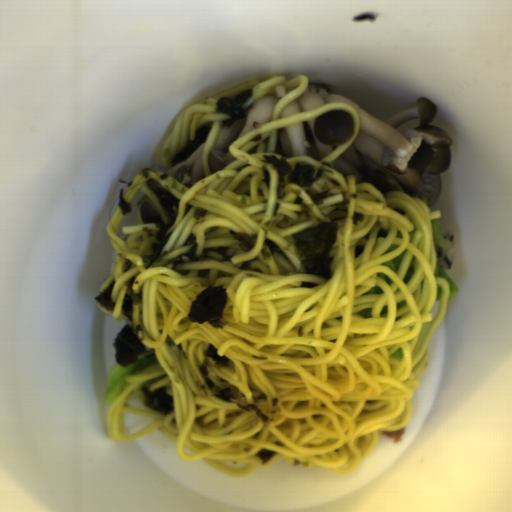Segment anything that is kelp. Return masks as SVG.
I'll use <instances>...</instances> for the list:
<instances>
[{"label": "kelp", "instance_id": "1", "mask_svg": "<svg viewBox=\"0 0 512 512\" xmlns=\"http://www.w3.org/2000/svg\"><path fill=\"white\" fill-rule=\"evenodd\" d=\"M337 232L336 222H326L292 233L294 255L303 272L324 280L332 277L334 259L330 253L336 243Z\"/></svg>", "mask_w": 512, "mask_h": 512}, {"label": "kelp", "instance_id": "17", "mask_svg": "<svg viewBox=\"0 0 512 512\" xmlns=\"http://www.w3.org/2000/svg\"><path fill=\"white\" fill-rule=\"evenodd\" d=\"M124 189L125 187H120L117 194V199L119 209L122 211L123 215H127L131 211L132 205H130L124 198Z\"/></svg>", "mask_w": 512, "mask_h": 512}, {"label": "kelp", "instance_id": "6", "mask_svg": "<svg viewBox=\"0 0 512 512\" xmlns=\"http://www.w3.org/2000/svg\"><path fill=\"white\" fill-rule=\"evenodd\" d=\"M111 346L115 350V362L125 368L137 362L139 354L148 352L147 346L128 324L118 332Z\"/></svg>", "mask_w": 512, "mask_h": 512}, {"label": "kelp", "instance_id": "26", "mask_svg": "<svg viewBox=\"0 0 512 512\" xmlns=\"http://www.w3.org/2000/svg\"><path fill=\"white\" fill-rule=\"evenodd\" d=\"M168 176H169V174L164 172L162 175H160V176H159V179L164 180V179H166Z\"/></svg>", "mask_w": 512, "mask_h": 512}, {"label": "kelp", "instance_id": "16", "mask_svg": "<svg viewBox=\"0 0 512 512\" xmlns=\"http://www.w3.org/2000/svg\"><path fill=\"white\" fill-rule=\"evenodd\" d=\"M277 248L278 245L274 241H272L270 238H266L262 243V249L260 253L264 259H268L273 255Z\"/></svg>", "mask_w": 512, "mask_h": 512}, {"label": "kelp", "instance_id": "7", "mask_svg": "<svg viewBox=\"0 0 512 512\" xmlns=\"http://www.w3.org/2000/svg\"><path fill=\"white\" fill-rule=\"evenodd\" d=\"M253 92L250 89L243 90L235 97H221L216 101L217 114H225L226 119L220 122L222 128H229L236 121L244 120L253 105L247 102L251 98Z\"/></svg>", "mask_w": 512, "mask_h": 512}, {"label": "kelp", "instance_id": "23", "mask_svg": "<svg viewBox=\"0 0 512 512\" xmlns=\"http://www.w3.org/2000/svg\"><path fill=\"white\" fill-rule=\"evenodd\" d=\"M364 248L365 246L362 244V245H358L356 248H355V253H354V258H359L362 256L363 252H364Z\"/></svg>", "mask_w": 512, "mask_h": 512}, {"label": "kelp", "instance_id": "3", "mask_svg": "<svg viewBox=\"0 0 512 512\" xmlns=\"http://www.w3.org/2000/svg\"><path fill=\"white\" fill-rule=\"evenodd\" d=\"M210 359H213L217 367H232L231 360L226 356L219 355L215 345L210 343L204 354L203 364L198 370L210 394L216 398L235 403L240 407L241 411L253 413L264 427H268L277 419L278 415L282 412L279 407V399L268 397L267 394L262 393L257 396V401L250 403L243 400L240 388L233 383L225 381L221 382V386L217 385L211 380L207 372Z\"/></svg>", "mask_w": 512, "mask_h": 512}, {"label": "kelp", "instance_id": "14", "mask_svg": "<svg viewBox=\"0 0 512 512\" xmlns=\"http://www.w3.org/2000/svg\"><path fill=\"white\" fill-rule=\"evenodd\" d=\"M350 200L342 198L340 203H333L334 209L327 214V217L334 220H343L348 215V206L350 205Z\"/></svg>", "mask_w": 512, "mask_h": 512}, {"label": "kelp", "instance_id": "19", "mask_svg": "<svg viewBox=\"0 0 512 512\" xmlns=\"http://www.w3.org/2000/svg\"><path fill=\"white\" fill-rule=\"evenodd\" d=\"M261 170L263 172V177L264 179L261 180L264 184H265V188H267L269 190L270 188V173L267 169V167H261Z\"/></svg>", "mask_w": 512, "mask_h": 512}, {"label": "kelp", "instance_id": "9", "mask_svg": "<svg viewBox=\"0 0 512 512\" xmlns=\"http://www.w3.org/2000/svg\"><path fill=\"white\" fill-rule=\"evenodd\" d=\"M140 392L144 396V404L149 410L165 415L174 411V400L168 393L167 387L162 386L156 390H150L149 386H142Z\"/></svg>", "mask_w": 512, "mask_h": 512}, {"label": "kelp", "instance_id": "21", "mask_svg": "<svg viewBox=\"0 0 512 512\" xmlns=\"http://www.w3.org/2000/svg\"><path fill=\"white\" fill-rule=\"evenodd\" d=\"M364 213L355 211L352 222L353 224H357L358 222H363Z\"/></svg>", "mask_w": 512, "mask_h": 512}, {"label": "kelp", "instance_id": "11", "mask_svg": "<svg viewBox=\"0 0 512 512\" xmlns=\"http://www.w3.org/2000/svg\"><path fill=\"white\" fill-rule=\"evenodd\" d=\"M140 282L136 280V275L128 279L126 290L122 296V314L131 321L134 305H143V293H134L133 286Z\"/></svg>", "mask_w": 512, "mask_h": 512}, {"label": "kelp", "instance_id": "8", "mask_svg": "<svg viewBox=\"0 0 512 512\" xmlns=\"http://www.w3.org/2000/svg\"><path fill=\"white\" fill-rule=\"evenodd\" d=\"M190 245V250L174 257L169 260V264H172V271H175L179 267L184 264L196 261H230L231 257L227 254L230 247H219V248H211L205 249L199 256H196L197 253V238L192 233L189 235L188 239L184 243L183 246Z\"/></svg>", "mask_w": 512, "mask_h": 512}, {"label": "kelp", "instance_id": "2", "mask_svg": "<svg viewBox=\"0 0 512 512\" xmlns=\"http://www.w3.org/2000/svg\"><path fill=\"white\" fill-rule=\"evenodd\" d=\"M144 183L155 195L158 203L168 215V222L165 223L157 207L148 196L144 195L137 201L141 221L144 224H153L157 227L156 241L151 242L149 254L142 256L144 267L149 269L161 262L169 251L165 250L164 246L172 233L169 230L177 219L180 199L165 189L155 178L146 179Z\"/></svg>", "mask_w": 512, "mask_h": 512}, {"label": "kelp", "instance_id": "15", "mask_svg": "<svg viewBox=\"0 0 512 512\" xmlns=\"http://www.w3.org/2000/svg\"><path fill=\"white\" fill-rule=\"evenodd\" d=\"M306 194L310 198V200L316 204L317 206L325 202L327 197H332L335 194H332L331 189H326L322 193H313L309 189H306Z\"/></svg>", "mask_w": 512, "mask_h": 512}, {"label": "kelp", "instance_id": "10", "mask_svg": "<svg viewBox=\"0 0 512 512\" xmlns=\"http://www.w3.org/2000/svg\"><path fill=\"white\" fill-rule=\"evenodd\" d=\"M211 132V127H197L193 140L188 141L185 146L173 157L171 166L187 161L206 141Z\"/></svg>", "mask_w": 512, "mask_h": 512}, {"label": "kelp", "instance_id": "4", "mask_svg": "<svg viewBox=\"0 0 512 512\" xmlns=\"http://www.w3.org/2000/svg\"><path fill=\"white\" fill-rule=\"evenodd\" d=\"M228 297L226 287L221 285L207 286L196 294L187 311V320L199 324L207 323L211 327L222 328L223 310Z\"/></svg>", "mask_w": 512, "mask_h": 512}, {"label": "kelp", "instance_id": "5", "mask_svg": "<svg viewBox=\"0 0 512 512\" xmlns=\"http://www.w3.org/2000/svg\"><path fill=\"white\" fill-rule=\"evenodd\" d=\"M267 164H271L273 170L277 173L276 192H279L288 184H294L299 187H311L320 180L325 173L322 167L316 171L314 166L309 163H296L291 166L285 156L280 159L276 155H263Z\"/></svg>", "mask_w": 512, "mask_h": 512}, {"label": "kelp", "instance_id": "18", "mask_svg": "<svg viewBox=\"0 0 512 512\" xmlns=\"http://www.w3.org/2000/svg\"><path fill=\"white\" fill-rule=\"evenodd\" d=\"M275 455H276L275 451H272L267 448H261L257 452V456H258L259 460H261L263 462V464H266L267 462H269L272 458L275 457Z\"/></svg>", "mask_w": 512, "mask_h": 512}, {"label": "kelp", "instance_id": "22", "mask_svg": "<svg viewBox=\"0 0 512 512\" xmlns=\"http://www.w3.org/2000/svg\"><path fill=\"white\" fill-rule=\"evenodd\" d=\"M150 171H153L150 167H143L140 169L139 175H142L144 178H150Z\"/></svg>", "mask_w": 512, "mask_h": 512}, {"label": "kelp", "instance_id": "12", "mask_svg": "<svg viewBox=\"0 0 512 512\" xmlns=\"http://www.w3.org/2000/svg\"><path fill=\"white\" fill-rule=\"evenodd\" d=\"M115 283L116 281L114 279L99 295L93 297V301L107 312L113 311L116 305V302L113 301L112 297Z\"/></svg>", "mask_w": 512, "mask_h": 512}, {"label": "kelp", "instance_id": "24", "mask_svg": "<svg viewBox=\"0 0 512 512\" xmlns=\"http://www.w3.org/2000/svg\"><path fill=\"white\" fill-rule=\"evenodd\" d=\"M240 270H251V263L250 261H243L242 264L239 267Z\"/></svg>", "mask_w": 512, "mask_h": 512}, {"label": "kelp", "instance_id": "13", "mask_svg": "<svg viewBox=\"0 0 512 512\" xmlns=\"http://www.w3.org/2000/svg\"><path fill=\"white\" fill-rule=\"evenodd\" d=\"M231 236L238 242V247L245 253L252 250L255 246L256 240L249 234L243 232L230 231Z\"/></svg>", "mask_w": 512, "mask_h": 512}, {"label": "kelp", "instance_id": "20", "mask_svg": "<svg viewBox=\"0 0 512 512\" xmlns=\"http://www.w3.org/2000/svg\"><path fill=\"white\" fill-rule=\"evenodd\" d=\"M207 212H208V211H207V209L198 208V209H196V210L194 211V213H193V217H194L195 219H197V220H198L199 218H204V217L206 216Z\"/></svg>", "mask_w": 512, "mask_h": 512}, {"label": "kelp", "instance_id": "25", "mask_svg": "<svg viewBox=\"0 0 512 512\" xmlns=\"http://www.w3.org/2000/svg\"><path fill=\"white\" fill-rule=\"evenodd\" d=\"M318 286L317 283H313V282H309V281H305V282H302L301 286L300 287H303V288H314Z\"/></svg>", "mask_w": 512, "mask_h": 512}]
</instances>
